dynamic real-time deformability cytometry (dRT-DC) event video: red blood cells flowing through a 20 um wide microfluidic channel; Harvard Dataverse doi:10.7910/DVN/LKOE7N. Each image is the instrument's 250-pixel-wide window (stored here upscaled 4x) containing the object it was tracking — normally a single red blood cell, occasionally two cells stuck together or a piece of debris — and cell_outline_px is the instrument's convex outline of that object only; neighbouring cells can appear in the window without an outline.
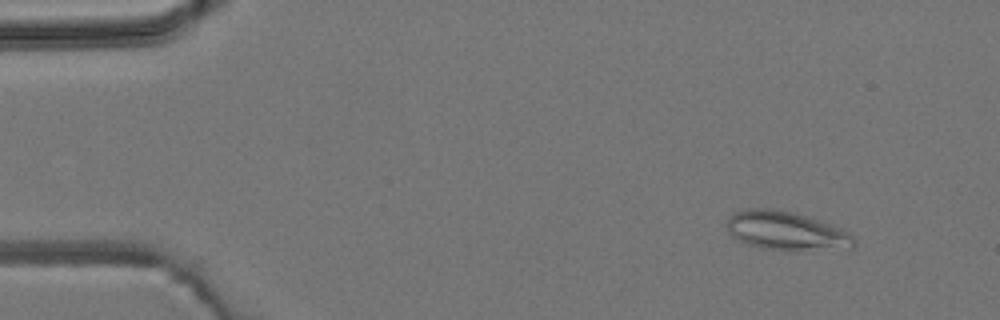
{"species": "common noctule bat (a hibernating species)", "species_latin": "Nyctalus noctula", "temperature_condition": "room temperature", "stored_images_in_passage": 5, "camera_frame_rate_fps": 3000, "um_per_image_px": 0.085, "animal": {"sex": "male", "body_mass_g": 19.2, "forearm_length_mm": 51.8}, "frame": {"image": 1, "passage_image": 2, "time_ms": 1.0, "image_size_px": [1000, 320], "cell_outline_px": [[856, 244], [852, 248], [760, 248], [748, 244], [732, 236], [728, 232], [728, 216], [732, 212], [748, 208], [772, 208], [792, 212], [840, 228], [848, 232], [856, 240]], "centroid_in_image_um": [66.76, 19.58], "position_along_channel_um": 18.2, "area_um2": 27.69}}